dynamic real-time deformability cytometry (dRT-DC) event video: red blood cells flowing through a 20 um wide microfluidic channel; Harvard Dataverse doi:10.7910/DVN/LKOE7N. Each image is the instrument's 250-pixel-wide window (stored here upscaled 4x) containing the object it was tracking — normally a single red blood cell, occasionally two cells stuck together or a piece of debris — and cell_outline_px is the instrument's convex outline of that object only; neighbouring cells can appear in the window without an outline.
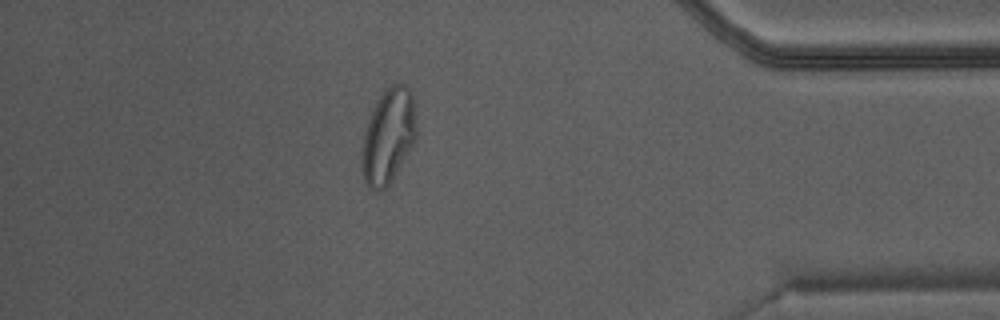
{"species": "Egyptian fruit bat (a non-hibernating species)", "species_latin": "Rousettus aegyptiacus", "temperature_condition": "warm", "stored_images_in_passage": 42, "camera_frame_rate_fps": 3000, "um_per_image_px": 0.085, "animal": {"sex": "male"}, "frame": {"image": 1, "passage_image": 36, "time_ms": 11.667, "image_size_px": [1000, 320], "cell_outline_px": [[416, 140], [388, 184], [384, 188], [376, 192], [368, 188], [364, 180], [364, 136], [368, 120], [380, 96], [392, 84], [404, 84], [412, 92], [416, 124]], "centroid_in_image_um": [33.04, 11.55], "position_along_channel_um": 402.2, "area_um2": 29.07}}